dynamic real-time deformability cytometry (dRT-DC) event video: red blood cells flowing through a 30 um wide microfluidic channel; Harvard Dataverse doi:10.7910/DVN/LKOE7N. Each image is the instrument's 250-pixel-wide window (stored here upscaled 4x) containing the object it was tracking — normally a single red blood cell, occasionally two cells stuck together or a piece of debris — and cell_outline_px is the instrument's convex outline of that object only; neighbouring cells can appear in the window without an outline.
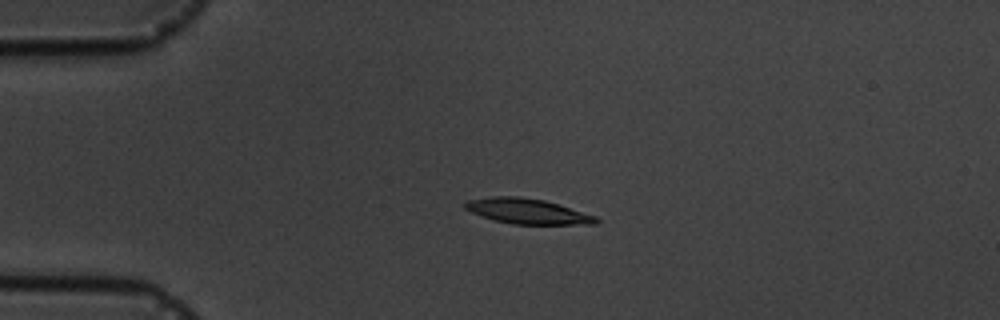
{"species": "common noctule bat (a hibernating species)", "species_latin": "Nyctalus noctula", "temperature_condition": "cold", "stored_images_in_passage": 4, "camera_frame_rate_fps": 3000, "um_per_image_px": 0.085, "animal": {"sex": "male", "body_mass_g": 19.5, "forearm_length_mm": 54.6}, "frame": {"image": 1, "passage_image": 2, "time_ms": 2.0, "image_size_px": [1000, 320], "cell_outline_px": [[600, 220], [596, 224], [512, 224], [496, 220], [472, 212], [464, 208], [464, 204], [468, 200], [492, 196], [516, 196], [544, 200], [596, 216]], "centroid_in_image_um": [44.84, 17.95], "position_along_channel_um": 40.2, "area_um2": 18.96}}
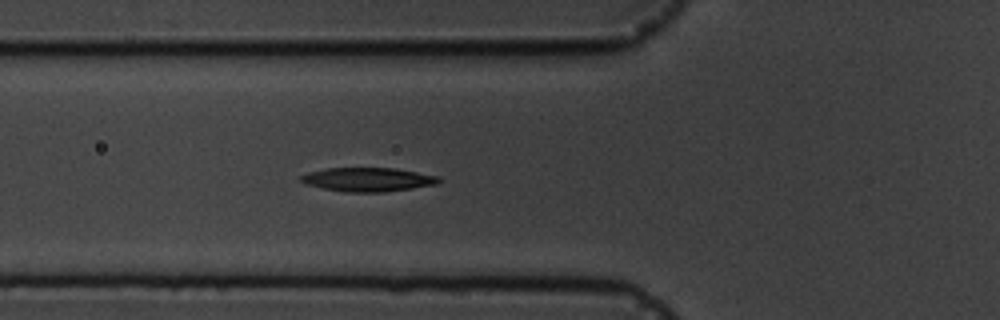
{"frame": {"image": 2, "passage_image": 4, "time_ms": 4.333, "image_size_px": [1000, 320], "cell_outline_px": [[440, 180], [436, 184], [412, 188], [384, 192], [344, 192], [304, 184], [300, 180], [300, 176], [308, 172], [324, 168], [392, 168], [440, 176]], "centroid_in_image_um": [31.23, 15.26], "position_along_channel_um": 94.6, "area_um2": 19.13}}